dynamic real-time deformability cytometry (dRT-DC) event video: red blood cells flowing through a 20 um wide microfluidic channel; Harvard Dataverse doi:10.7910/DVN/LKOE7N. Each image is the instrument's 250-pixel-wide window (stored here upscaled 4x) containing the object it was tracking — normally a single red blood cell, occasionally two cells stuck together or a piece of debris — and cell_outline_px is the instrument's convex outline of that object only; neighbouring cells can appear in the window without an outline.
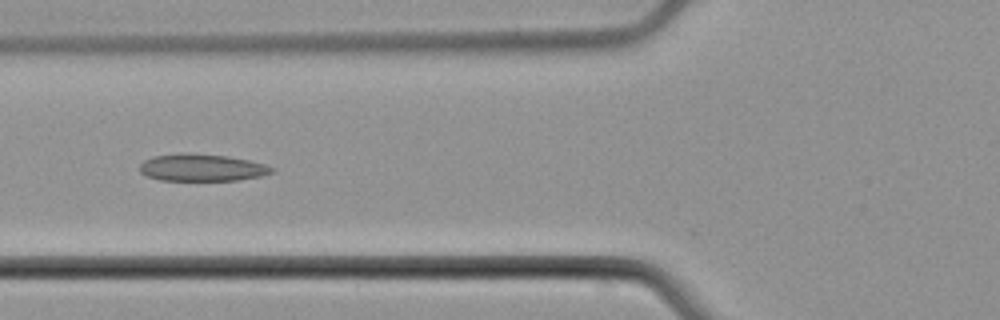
{"species": "common noctule bat (a hibernating species)", "species_latin": "Nyctalus noctula", "temperature_condition": "cold", "stored_images_in_passage": 7, "camera_frame_rate_fps": 3000, "um_per_image_px": 0.085, "animal": {"sex": "male", "body_mass_g": 21.5, "forearm_length_mm": 52.0}, "frame": {"image": 1, "passage_image": 5, "time_ms": 5.667, "image_size_px": [1000, 320], "cell_outline_px": [[276, 168], [272, 172], [260, 176], [236, 180], [160, 180], [148, 176], [140, 172], [140, 164], [144, 160], [152, 156], [184, 152], [188, 152], [228, 156], [248, 160], [264, 164]], "centroid_in_image_um": [17.13, 14.23], "position_along_channel_um": 108.7, "area_um2": 20.92}}
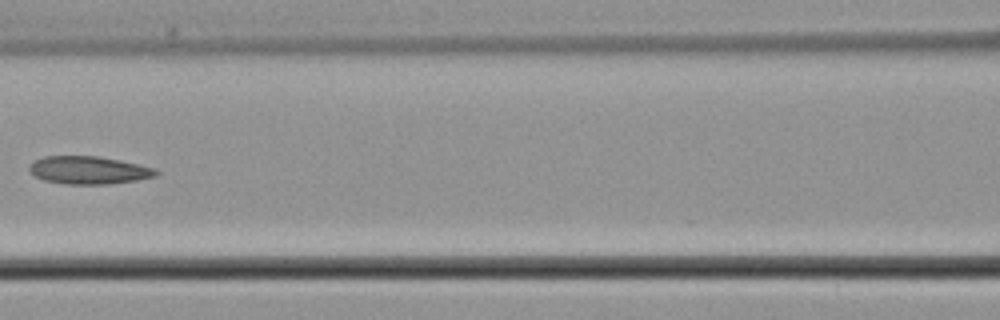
{"frame": {"image": 2, "passage_image": 6, "time_ms": 7.0, "image_size_px": [1000, 320], "cell_outline_px": [[160, 172], [156, 176], [136, 180], [108, 184], [64, 184], [44, 180], [36, 176], [28, 168], [36, 160], [44, 156], [96, 156], [120, 160], [152, 168]], "centroid_in_image_um": [7.54, 14.47], "position_along_channel_um": 159.1, "area_um2": 20.23}}
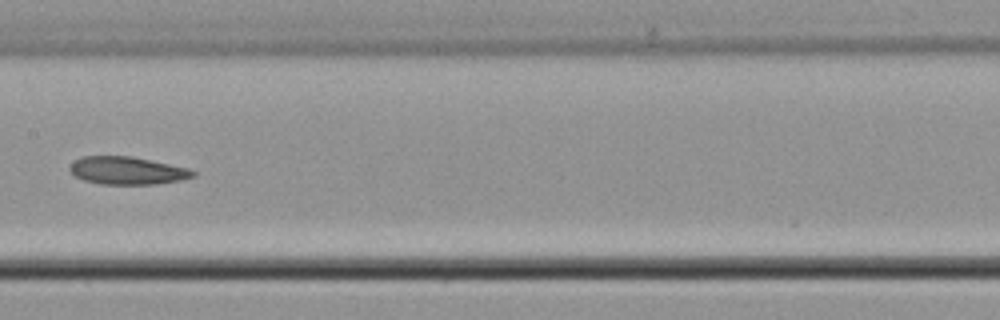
{"frame": {"image": 3, "passage_image": 7, "time_ms": 8.0, "image_size_px": [1000, 320], "cell_outline_px": [[196, 176], [180, 180], [156, 184], [100, 184], [84, 180], [76, 176], [68, 168], [76, 160], [84, 156], [132, 156], [188, 168], [196, 172]], "centroid_in_image_um": [10.84, 14.5], "position_along_channel_um": 196.6, "area_um2": 19.77}}